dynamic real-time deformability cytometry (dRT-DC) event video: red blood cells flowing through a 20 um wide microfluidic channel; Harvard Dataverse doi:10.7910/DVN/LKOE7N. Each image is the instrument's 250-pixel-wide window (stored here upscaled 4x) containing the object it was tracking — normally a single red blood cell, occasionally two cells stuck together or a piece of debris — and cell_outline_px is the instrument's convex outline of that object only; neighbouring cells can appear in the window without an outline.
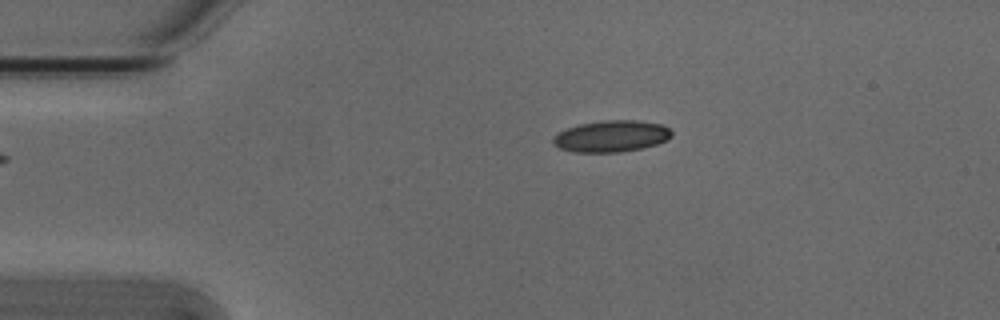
{"species": "Egyptian fruit bat (a non-hibernating species)", "species_latin": "Rousettus aegyptiacus", "temperature_condition": "cold", "stored_images_in_passage": 3, "camera_frame_rate_fps": 3000, "um_per_image_px": 0.085, "animal": {"sex": "male"}, "frame": {"image": 1, "passage_image": 3, "time_ms": 0.667, "image_size_px": [1000, 320], "cell_outline_px": [[672, 136], [668, 140], [656, 144], [640, 148], [620, 152], [576, 152], [560, 148], [552, 140], [552, 136], [576, 124], [604, 120], [636, 120], [660, 124], [668, 128], [672, 132]], "centroid_in_image_um": [51.97, 11.57], "position_along_channel_um": 33.0, "area_um2": 21.68}}